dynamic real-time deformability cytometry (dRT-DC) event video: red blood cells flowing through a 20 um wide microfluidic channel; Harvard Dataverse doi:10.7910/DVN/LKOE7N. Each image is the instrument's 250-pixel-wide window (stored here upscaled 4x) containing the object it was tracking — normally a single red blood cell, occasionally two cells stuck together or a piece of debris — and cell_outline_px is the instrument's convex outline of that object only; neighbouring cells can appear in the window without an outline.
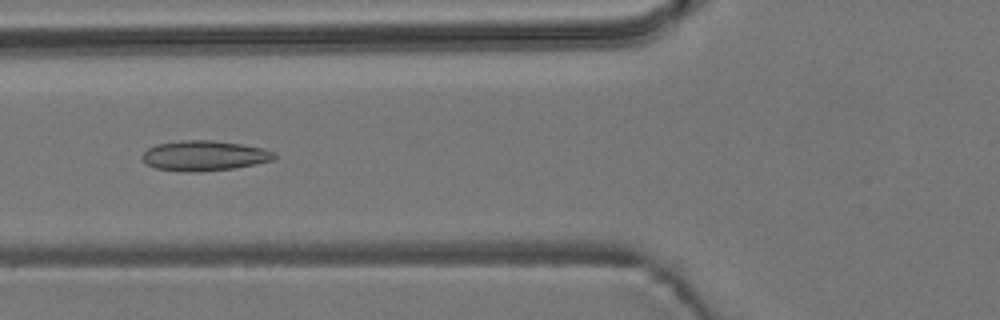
{"species": "common noctule bat (a hibernating species)", "species_latin": "Nyctalus noctula", "temperature_condition": "room temperature", "stored_images_in_passage": 36, "camera_frame_rate_fps": 3000, "um_per_image_px": 0.085, "animal": {"sex": "male", "body_mass_g": 19.2, "forearm_length_mm": 51.8}, "frame": {"image": 1, "passage_image": 12, "time_ms": 3.667, "image_size_px": [1000, 320], "cell_outline_px": [[276, 156], [272, 160], [256, 164], [236, 168], [196, 172], [188, 172], [156, 168], [144, 164], [140, 156], [148, 148], [156, 144], [184, 140], [212, 140], [240, 144], [264, 148], [276, 152]], "centroid_in_image_um": [17.35, 13.24], "position_along_channel_um": 108.5, "area_um2": 23.35}}
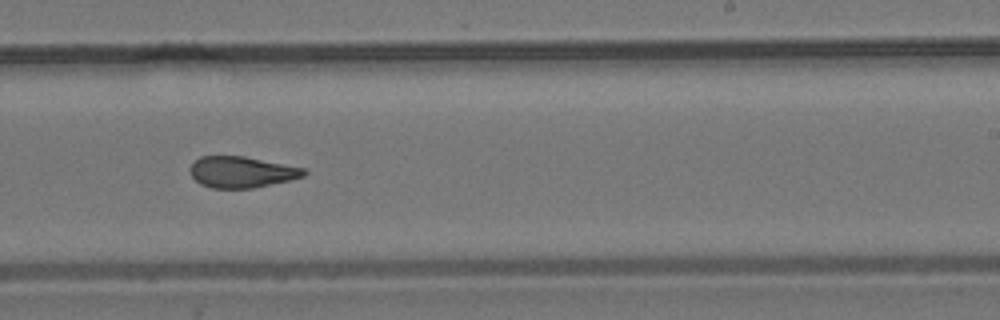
{"frame": {"image": 2, "passage_image": 25, "time_ms": 8.0, "image_size_px": [1000, 320], "cell_outline_px": [[308, 172], [304, 176], [292, 180], [252, 188], [212, 188], [200, 184], [192, 176], [188, 168], [200, 156], [244, 156], [304, 168]], "centroid_in_image_um": [20.54, 14.62], "position_along_channel_um": 268.5, "area_um2": 20.69}}
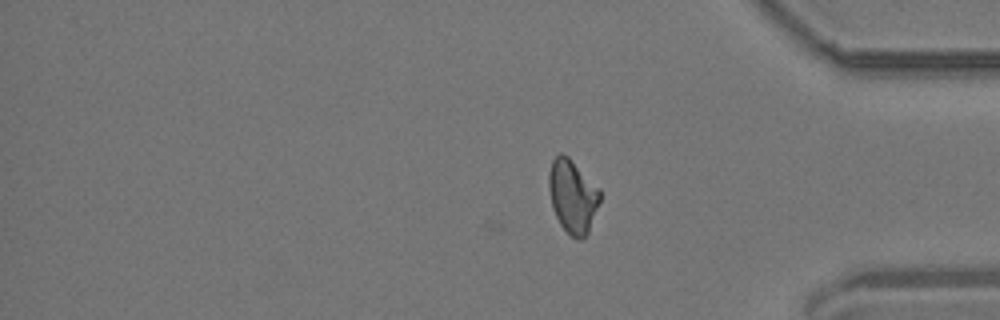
{"frame": {"image": 3, "passage_image": 36, "time_ms": 11.667, "image_size_px": [1000, 320], "cell_outline_px": [[600, 200], [588, 232], [580, 240], [576, 240], [560, 224], [552, 208], [548, 188], [548, 172], [552, 160], [560, 152], [568, 156], [600, 188]], "centroid_in_image_um": [48.65, 16.65], "position_along_channel_um": 386.5, "area_um2": 21.85}, "authors_computed_cell_mechanics": {"area_um2": 21.8484, "velocity_mm_per_s": 3.6928, "shape_relaxation_time_tau1_ms": null, "shape_relaxation_time_tau2_ms": 2.6623, "deformation_change_tau1": null, "deformation_change_tau2": 0.0896}}